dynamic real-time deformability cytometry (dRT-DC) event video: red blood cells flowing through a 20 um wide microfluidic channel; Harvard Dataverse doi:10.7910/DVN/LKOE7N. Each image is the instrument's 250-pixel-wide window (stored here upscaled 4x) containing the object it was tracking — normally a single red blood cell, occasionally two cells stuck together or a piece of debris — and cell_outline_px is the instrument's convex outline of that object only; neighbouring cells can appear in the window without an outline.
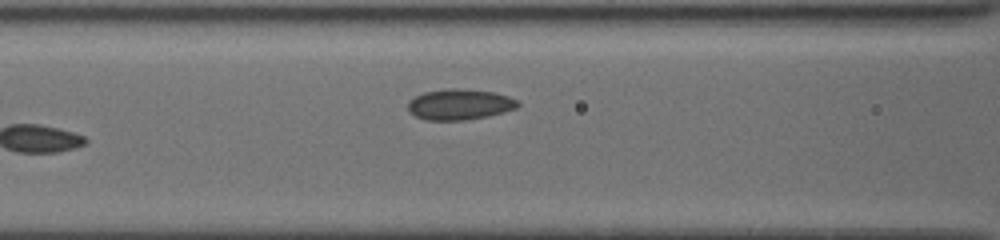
{"species": "common noctule bat (a hibernating species)", "species_latin": "Nyctalus noctula", "temperature_condition": "cold", "stored_images_in_passage": 16, "camera_frame_rate_fps": 3000, "um_per_image_px": 0.085, "animal": {"sex": "female", "body_mass_g": 19.5, "forearm_length_mm": 54.1}, "frame": {"image": 1, "passage_image": 16, "time_ms": 6.0, "image_size_px": [1000, 240], "cell_outline_px": [[520, 104], [516, 108], [504, 112], [488, 116], [464, 120], [424, 120], [408, 112], [408, 100], [424, 92], [444, 88], [460, 88], [492, 92], [508, 96], [516, 100]], "centroid_in_image_um": [39.03, 8.87], "position_along_channel_um": 127.6, "area_um2": 19.77}}